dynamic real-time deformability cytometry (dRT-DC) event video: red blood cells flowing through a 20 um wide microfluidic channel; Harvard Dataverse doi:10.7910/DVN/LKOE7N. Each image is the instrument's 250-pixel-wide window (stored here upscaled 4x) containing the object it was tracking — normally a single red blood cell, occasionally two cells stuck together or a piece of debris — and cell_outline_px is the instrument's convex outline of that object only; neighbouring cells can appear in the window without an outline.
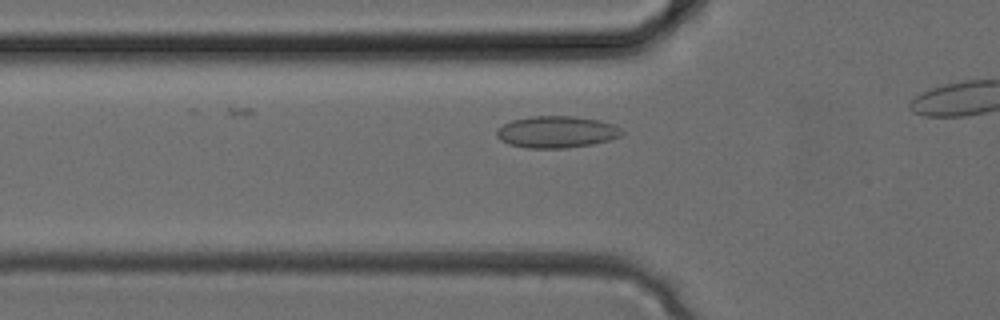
{"species": "common noctule bat (a hibernating species)", "species_latin": "Nyctalus noctula", "temperature_condition": "cold", "stored_images_in_passage": 11, "camera_frame_rate_fps": 3000, "um_per_image_px": 0.085, "animal": {"sex": "female", "body_mass_g": 24.6, "forearm_length_mm": 56.2}, "frame": {"image": 1, "passage_image": 7, "time_ms": 2.0, "image_size_px": [1000, 320], "cell_outline_px": [[624, 132], [620, 136], [608, 140], [592, 144], [564, 148], [528, 148], [508, 144], [500, 140], [496, 136], [496, 128], [512, 120], [532, 116], [576, 116], [600, 120], [612, 124], [620, 128]], "centroid_in_image_um": [47.28, 11.21], "position_along_channel_um": 78.5, "area_um2": 23.24}}
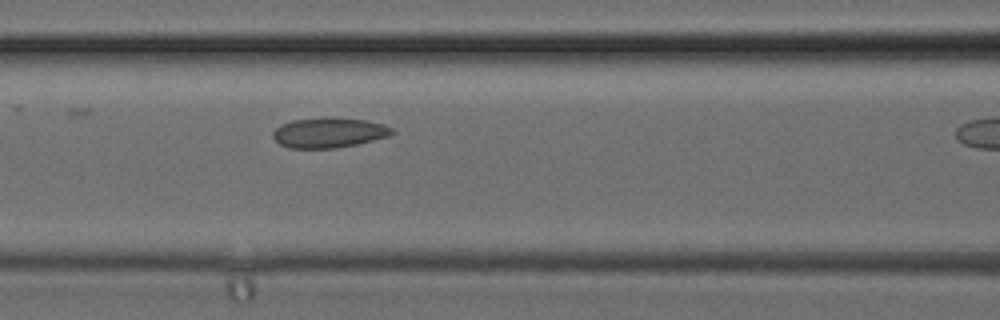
{"frame": {"image": 2, "passage_image": 10, "time_ms": 3.0, "image_size_px": [1000, 320], "cell_outline_px": [[396, 132], [388, 136], [356, 144], [336, 148], [288, 148], [280, 144], [272, 136], [272, 132], [280, 124], [292, 120], [332, 116], [368, 120], [384, 124], [392, 128]], "centroid_in_image_um": [27.96, 11.25], "position_along_channel_um": 138.6, "area_um2": 21.15}}